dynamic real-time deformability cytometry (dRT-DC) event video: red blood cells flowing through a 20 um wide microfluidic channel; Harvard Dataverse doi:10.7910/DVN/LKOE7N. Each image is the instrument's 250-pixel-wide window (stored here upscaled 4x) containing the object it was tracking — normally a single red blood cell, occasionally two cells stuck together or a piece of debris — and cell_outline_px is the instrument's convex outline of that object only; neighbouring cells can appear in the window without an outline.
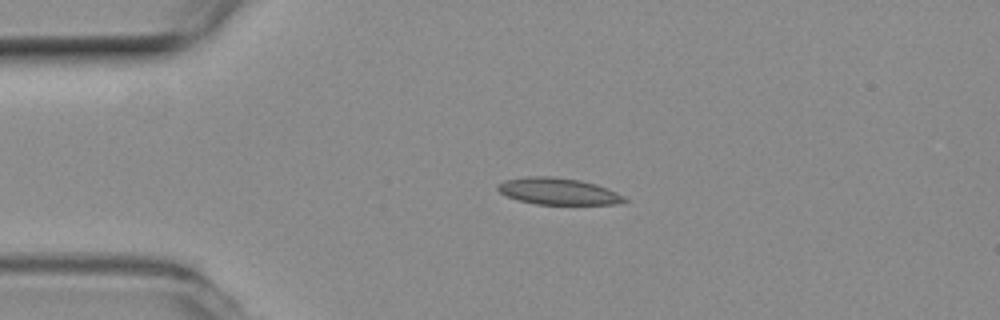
{"species": "common noctule bat (a hibernating species)", "species_latin": "Nyctalus noctula", "temperature_condition": "room temperature", "stored_images_in_passage": 4, "camera_frame_rate_fps": 3000, "um_per_image_px": 0.085, "animal": {"sex": "female", "body_mass_g": 19.3, "forearm_length_mm": 54.1}, "frame": {"image": 1, "passage_image": 3, "time_ms": 0.667, "image_size_px": [1000, 320], "cell_outline_px": [[628, 200], [616, 204], [536, 204], [520, 200], [508, 196], [500, 192], [496, 188], [496, 184], [504, 180], [528, 176], [552, 176], [580, 180], [596, 184], [608, 188], [624, 196]], "centroid_in_image_um": [47.44, 16.25], "position_along_channel_um": 37.6, "area_um2": 19.65}}